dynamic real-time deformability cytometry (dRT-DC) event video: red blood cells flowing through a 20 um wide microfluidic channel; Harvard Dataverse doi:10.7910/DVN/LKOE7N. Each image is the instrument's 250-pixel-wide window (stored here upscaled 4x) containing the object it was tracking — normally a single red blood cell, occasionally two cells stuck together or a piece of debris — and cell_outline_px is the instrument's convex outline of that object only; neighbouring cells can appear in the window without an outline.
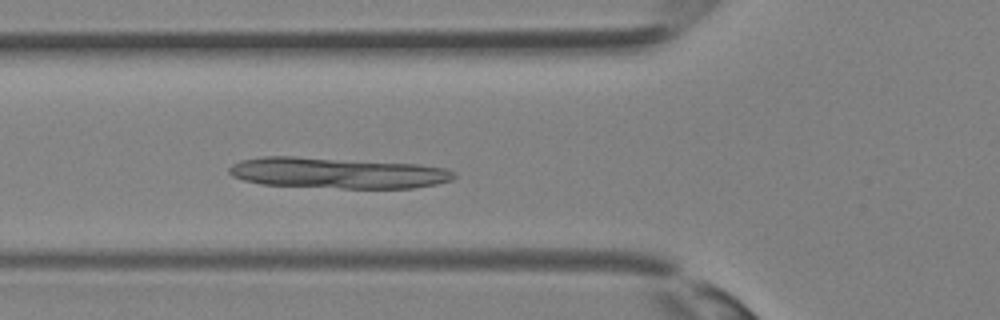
{"species": "Egyptian fruit bat (a non-hibernating species)", "species_latin": "Rousettus aegyptiacus", "temperature_condition": "room temperature", "stored_images_in_passage": 11, "camera_frame_rate_fps": 3000, "um_per_image_px": 0.085, "animal": {"sex": "female"}, "frame": {"image": 1, "passage_image": 11, "time_ms": 3.333, "image_size_px": [1000, 320], "cell_outline_px": [[456, 176], [452, 180], [436, 184], [412, 188], [340, 188], [260, 184], [244, 180], [232, 176], [228, 172], [228, 168], [232, 164], [240, 160], [260, 156], [296, 156], [420, 164], [448, 168], [456, 172]], "centroid_in_image_um": [28.69, 14.69], "position_along_channel_um": 97.1, "area_um2": 40.92}}